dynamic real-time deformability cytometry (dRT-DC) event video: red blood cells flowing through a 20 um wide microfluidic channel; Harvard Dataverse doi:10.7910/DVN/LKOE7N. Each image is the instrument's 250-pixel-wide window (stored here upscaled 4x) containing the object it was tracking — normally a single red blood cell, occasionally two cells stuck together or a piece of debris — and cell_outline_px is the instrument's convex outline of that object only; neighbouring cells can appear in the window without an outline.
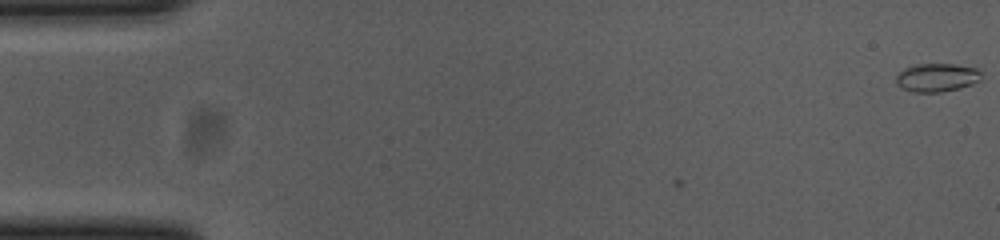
{"species": "common noctule bat (a hibernating species)", "species_latin": "Nyctalus noctula", "temperature_condition": "cold", "stored_images_in_passage": 9, "camera_frame_rate_fps": 3000, "um_per_image_px": 0.085, "animal": {"sex": "female", "body_mass_g": 23.0, "forearm_length_mm": 53.4}, "frame": {"image": 1, "passage_image": 1, "time_ms": 0.0, "image_size_px": [1000, 240], "cell_outline_px": [[980, 80], [972, 84], [940, 92], [912, 92], [896, 84], [896, 76], [904, 68], [916, 64], [956, 64], [976, 68], [980, 72]], "centroid_in_image_um": [79.61, 6.58], "position_along_channel_um": 5.4, "area_um2": 13.93}}